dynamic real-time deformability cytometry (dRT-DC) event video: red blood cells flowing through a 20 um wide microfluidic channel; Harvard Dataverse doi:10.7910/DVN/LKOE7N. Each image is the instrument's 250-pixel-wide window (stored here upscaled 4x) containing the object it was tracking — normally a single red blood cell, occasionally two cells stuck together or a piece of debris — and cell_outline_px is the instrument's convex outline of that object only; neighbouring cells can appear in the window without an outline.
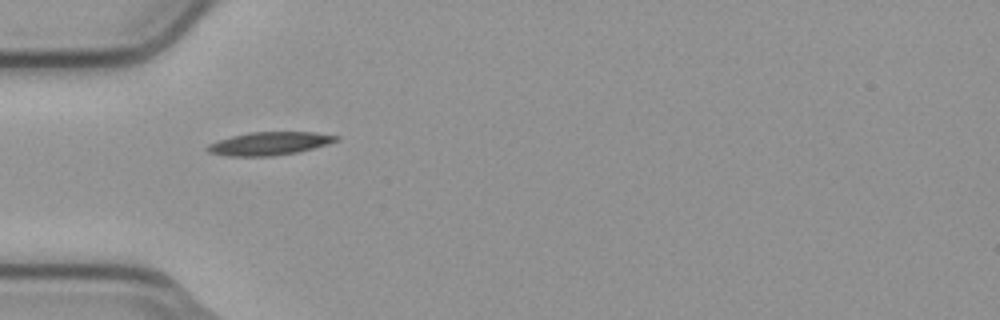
{"species": "common noctule bat (a hibernating species)", "species_latin": "Nyctalus noctula", "temperature_condition": "cold", "stored_images_in_passage": 4, "camera_frame_rate_fps": 3000, "um_per_image_px": 0.085, "animal": {"sex": "male", "body_mass_g": 23.1, "forearm_length_mm": 52.7}, "frame": {"image": 1, "passage_image": 1, "time_ms": 0.0, "image_size_px": [1000, 320], "cell_outline_px": [[340, 140], [312, 148], [296, 152], [272, 156], [228, 156], [208, 152], [204, 148], [208, 144], [232, 136], [248, 132], [316, 132], [340, 136]], "centroid_in_image_um": [22.89, 12.19], "position_along_channel_um": 62.1, "area_um2": 17.28}}
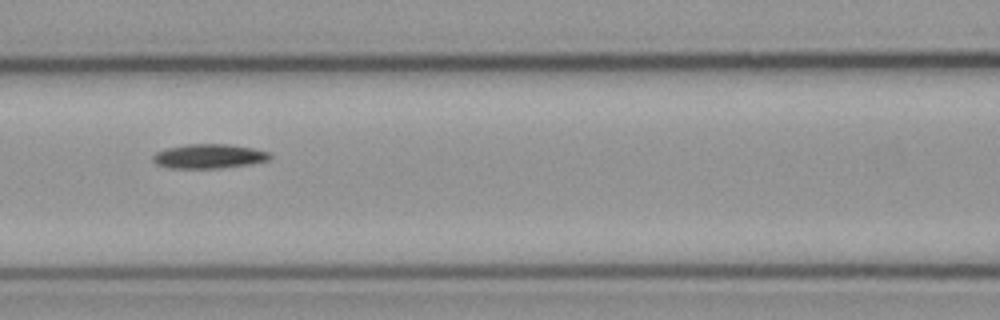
{"frame": {"image": 2, "passage_image": 3, "time_ms": 0.667, "image_size_px": [1000, 320], "cell_outline_px": [[272, 160], [252, 164], [220, 168], [168, 168], [156, 164], [152, 160], [152, 156], [156, 152], [168, 148], [188, 144], [228, 144], [252, 148], [268, 152], [272, 156]], "centroid_in_image_um": [17.78, 13.29], "position_along_channel_um": 148.8, "area_um2": 16.7}}
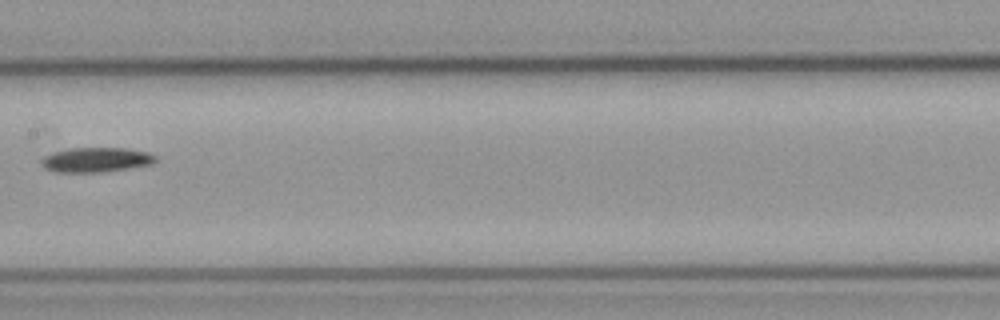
{"frame": {"image": 3, "passage_image": 4, "time_ms": 1.0, "image_size_px": [1000, 320], "cell_outline_px": [[156, 160], [152, 164], [128, 168], [100, 172], [52, 172], [44, 168], [40, 164], [40, 160], [44, 156], [68, 148], [128, 148], [148, 152], [156, 156]], "centroid_in_image_um": [8.14, 13.58], "position_along_channel_um": 199.3, "area_um2": 16.47}}